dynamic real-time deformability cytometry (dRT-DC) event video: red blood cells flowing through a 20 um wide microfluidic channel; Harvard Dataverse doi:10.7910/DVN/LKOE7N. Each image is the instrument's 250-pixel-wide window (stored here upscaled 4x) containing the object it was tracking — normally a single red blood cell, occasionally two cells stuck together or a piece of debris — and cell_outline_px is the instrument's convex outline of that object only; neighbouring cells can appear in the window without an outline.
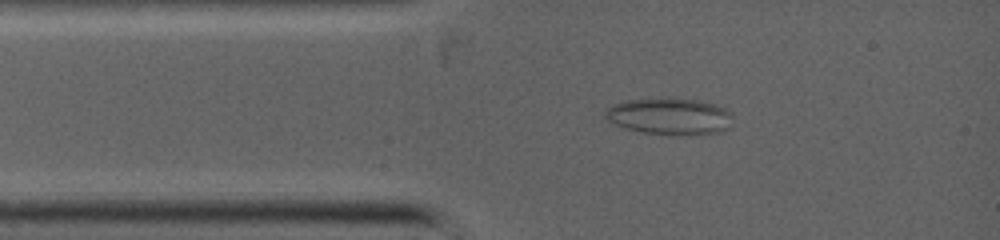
{"species": "common noctule bat (a hibernating species)", "species_latin": "Nyctalus noctula", "temperature_condition": "warm", "stored_images_in_passage": 50, "camera_frame_rate_fps": 5000, "um_per_image_px": 0.085, "animal": {"sex": "female", "body_mass_g": 19.0, "forearm_length_mm": 53.3}, "frame": {"image": 1, "passage_image": 7, "time_ms": 1.4, "image_size_px": [1000, 240], "cell_outline_px": [[732, 116], [728, 128], [720, 132], [696, 136], [688, 136], [644, 132], [628, 128], [616, 124], [608, 120], [604, 116], [604, 112], [608, 108], [616, 104], [628, 100], [660, 96], [672, 96], [696, 100], [716, 104], [728, 108]], "centroid_in_image_um": [56.98, 9.86], "position_along_channel_um": 28.0, "area_um2": 27.86}}
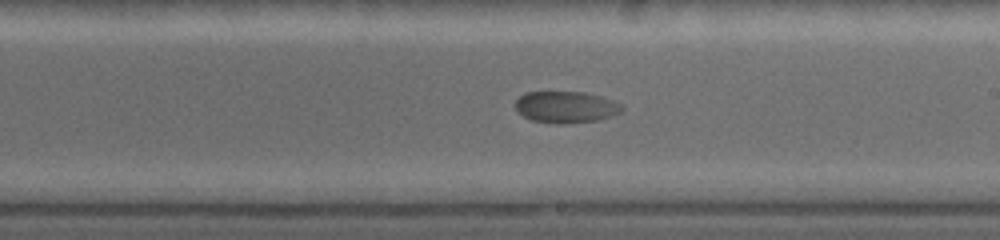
{"frame": {"image": 2, "passage_image": 20, "time_ms": 6.2, "image_size_px": [1000, 240], "cell_outline_px": [[624, 108], [620, 112], [612, 116], [596, 120], [568, 124], [556, 124], [532, 120], [524, 116], [516, 108], [516, 100], [524, 92], [584, 92], [600, 96], [624, 104]], "centroid_in_image_um": [48.13, 9.1], "position_along_channel_um": 240.9, "area_um2": 19.65}}
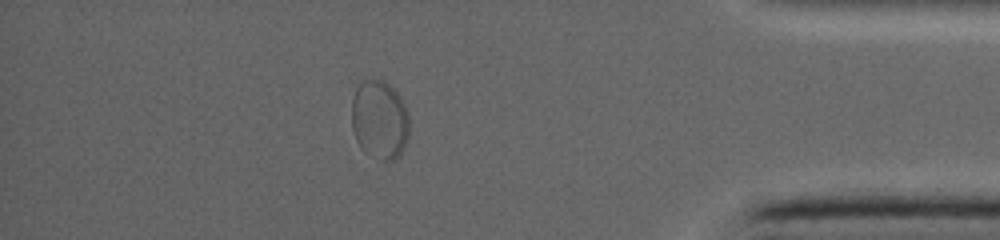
{"frame": {"image": 3, "passage_image": 38, "time_ms": 10.4, "image_size_px": [1000, 240], "cell_outline_px": [[408, 136], [404, 148], [400, 156], [396, 160], [380, 160], [360, 148], [356, 140], [352, 128], [352, 100], [356, 88], [364, 80], [380, 80], [388, 84], [400, 96], [408, 112]], "centroid_in_image_um": [32.27, 10.21], "position_along_channel_um": 402.9, "area_um2": 26.47}}